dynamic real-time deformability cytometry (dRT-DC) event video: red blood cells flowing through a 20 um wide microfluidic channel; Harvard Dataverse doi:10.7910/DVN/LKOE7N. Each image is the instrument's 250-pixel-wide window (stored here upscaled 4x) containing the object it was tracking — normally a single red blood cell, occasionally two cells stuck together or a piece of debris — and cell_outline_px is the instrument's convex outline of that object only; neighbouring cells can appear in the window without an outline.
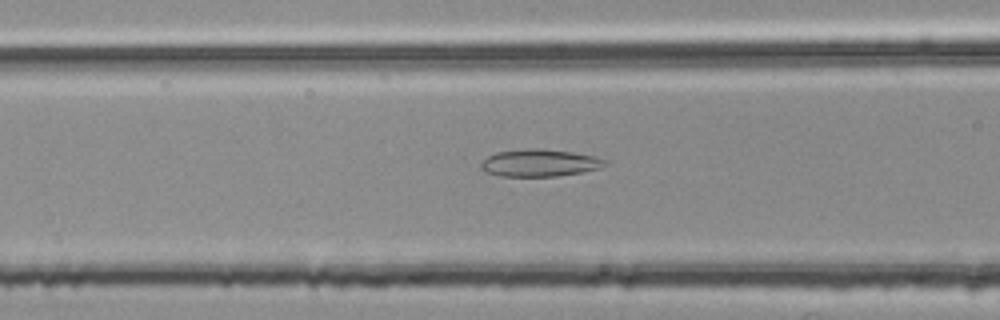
{"species": "common noctule bat (a hibernating species)", "species_latin": "Nyctalus noctula", "temperature_condition": "room temperature", "stored_images_in_passage": 4, "camera_frame_rate_fps": 3000, "um_per_image_px": 0.085, "animal": {"sex": "female", "body_mass_g": 25.1}, "frame": {"image": 1, "passage_image": 4, "time_ms": 1.0, "image_size_px": [1000, 320], "cell_outline_px": [[608, 164], [600, 168], [580, 172], [556, 176], [500, 176], [484, 172], [480, 168], [480, 164], [488, 156], [496, 152], [532, 148], [536, 148], [572, 152], [592, 156], [608, 160]], "centroid_in_image_um": [45.85, 13.85], "position_along_channel_um": 120.8, "area_um2": 19.59}}